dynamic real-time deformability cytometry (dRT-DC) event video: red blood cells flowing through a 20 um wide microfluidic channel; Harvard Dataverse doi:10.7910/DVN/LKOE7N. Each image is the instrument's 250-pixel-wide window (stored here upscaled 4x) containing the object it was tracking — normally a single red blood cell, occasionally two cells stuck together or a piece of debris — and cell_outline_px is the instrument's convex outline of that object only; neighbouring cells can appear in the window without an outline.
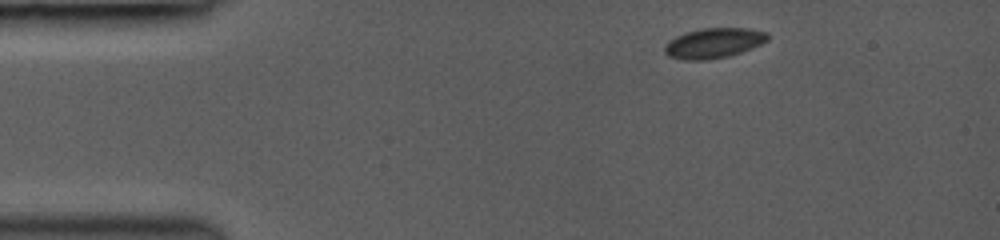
{"species": "common noctule bat (a hibernating species)", "species_latin": "Nyctalus noctula", "temperature_condition": "room temperature", "stored_images_in_passage": 12, "camera_frame_rate_fps": 3000, "um_per_image_px": 0.085, "animal": {"sex": "female", "body_mass_g": 19.0, "forearm_length_mm": 53.3}, "frame": {"image": 1, "passage_image": 1, "time_ms": 0.0, "image_size_px": [1000, 240], "cell_outline_px": [[768, 40], [752, 48], [728, 56], [704, 60], [684, 60], [668, 56], [664, 52], [664, 44], [676, 36], [688, 32], [704, 28], [752, 28], [768, 32]], "centroid_in_image_um": [60.67, 3.66], "position_along_channel_um": 24.3, "area_um2": 18.03}}
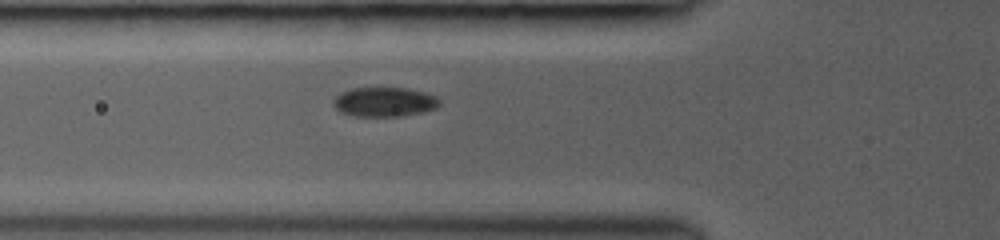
{"frame": {"image": 2, "passage_image": 9, "time_ms": 3.333, "image_size_px": [1000, 240], "cell_outline_px": [[440, 104], [436, 108], [424, 112], [400, 116], [352, 116], [340, 112], [332, 104], [332, 100], [340, 92], [352, 88], [408, 88], [424, 92], [436, 96], [440, 100]], "centroid_in_image_um": [32.66, 8.66], "position_along_channel_um": 93.1, "area_um2": 18.38}}
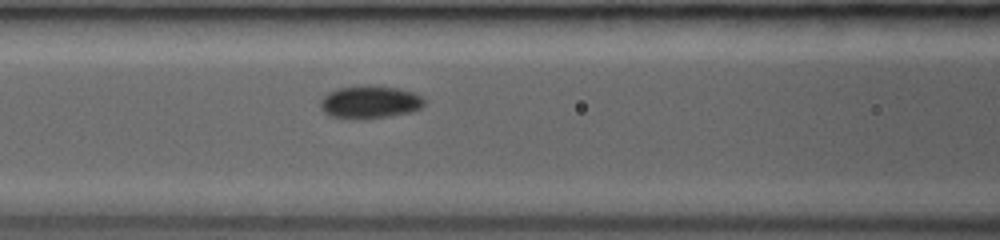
{"frame": {"image": 3, "passage_image": 12, "time_ms": 4.333, "image_size_px": [1000, 240], "cell_outline_px": [[424, 104], [420, 108], [412, 112], [388, 116], [356, 120], [352, 120], [328, 116], [320, 108], [320, 100], [328, 92], [336, 88], [356, 84], [368, 84], [400, 88], [412, 92], [420, 96], [424, 100]], "centroid_in_image_um": [31.37, 8.66], "position_along_channel_um": 135.2, "area_um2": 20.46}}